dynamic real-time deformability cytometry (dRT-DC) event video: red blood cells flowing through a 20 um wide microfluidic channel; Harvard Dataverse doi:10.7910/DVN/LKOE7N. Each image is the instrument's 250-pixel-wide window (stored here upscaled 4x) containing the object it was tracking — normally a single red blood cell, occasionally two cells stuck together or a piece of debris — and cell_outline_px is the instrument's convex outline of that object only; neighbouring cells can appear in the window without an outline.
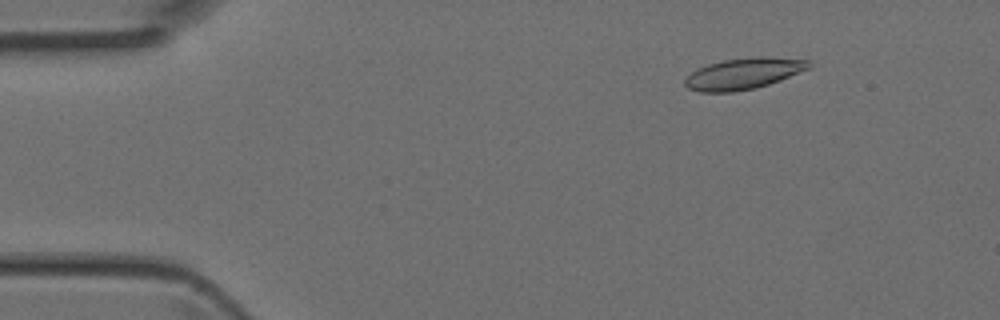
{"species": "Egyptian fruit bat (a non-hibernating species)", "species_latin": "Rousettus aegyptiacus", "temperature_condition": "room temperature", "stored_images_in_passage": 4, "camera_frame_rate_fps": 3000, "um_per_image_px": 0.085, "animal": {"sex": "female"}, "frame": {"image": 1, "passage_image": 2, "time_ms": 0.333, "image_size_px": [1000, 320], "cell_outline_px": [[812, 68], [780, 80], [756, 88], [732, 92], [700, 92], [688, 88], [684, 84], [684, 80], [696, 68], [708, 64], [724, 60], [756, 56], [764, 56], [812, 60]], "centroid_in_image_um": [63.25, 6.25], "position_along_channel_um": 21.8, "area_um2": 22.77}}
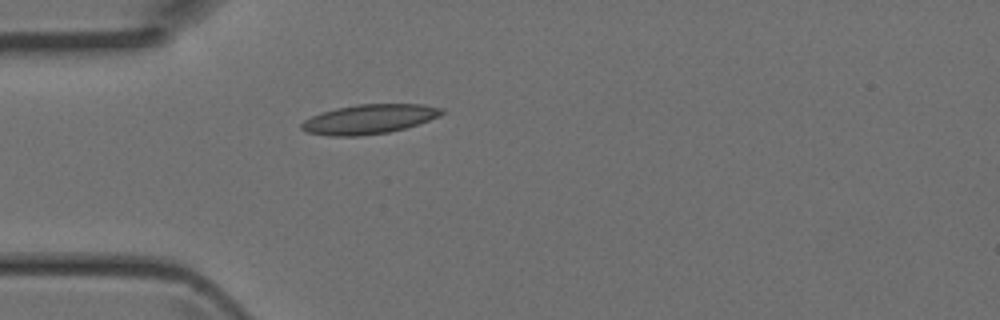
{"frame": {"image": 2, "passage_image": 4, "time_ms": 1.0, "image_size_px": [1000, 320], "cell_outline_px": [[444, 112], [440, 116], [404, 128], [388, 132], [360, 136], [328, 136], [304, 132], [300, 128], [300, 124], [304, 120], [320, 112], [336, 108], [356, 104], [424, 104], [444, 108]], "centroid_in_image_um": [31.33, 10.12], "position_along_channel_um": 53.7, "area_um2": 24.22}}